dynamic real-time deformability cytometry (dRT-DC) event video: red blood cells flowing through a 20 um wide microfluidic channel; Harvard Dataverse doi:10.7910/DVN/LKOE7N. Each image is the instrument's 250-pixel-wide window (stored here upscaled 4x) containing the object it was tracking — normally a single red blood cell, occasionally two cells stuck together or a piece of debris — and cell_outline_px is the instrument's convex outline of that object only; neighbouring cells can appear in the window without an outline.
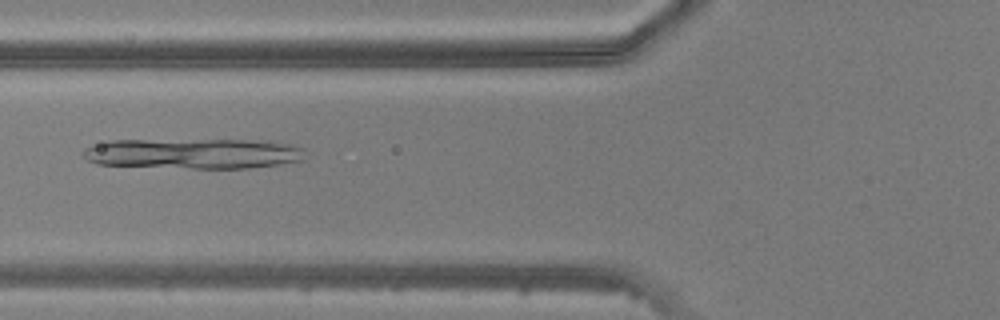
{"species": "common noctule bat (a hibernating species)", "species_latin": "Nyctalus noctula", "temperature_condition": "warm", "stored_images_in_passage": 39, "camera_frame_rate_fps": 3000, "um_per_image_px": 0.085, "animal": {"sex": "male", "body_mass_g": 20.5, "forearm_length_mm": 52.5}, "frame": {"image": 1, "passage_image": 11, "time_ms": 3.333, "image_size_px": [1000, 320], "cell_outline_px": [[304, 160], [280, 164], [248, 168], [192, 168], [96, 164], [88, 160], [80, 152], [84, 148], [108, 140], [268, 140], [288, 144], [304, 148]], "centroid_in_image_um": [16.45, 13.04], "position_along_channel_um": 109.4, "area_um2": 39.42}}
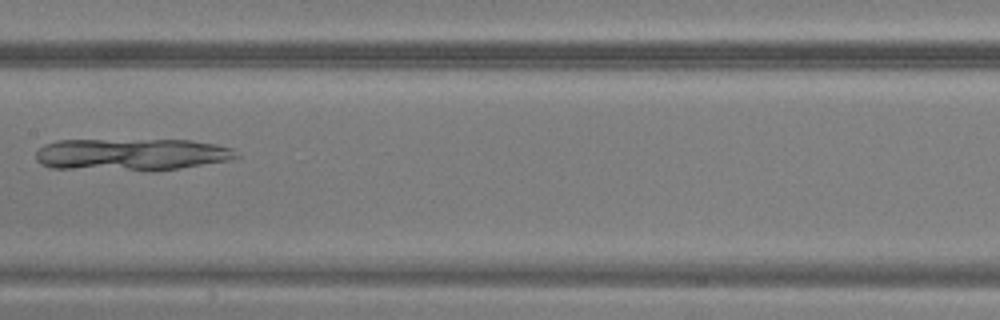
{"frame": {"image": 2, "passage_image": 17, "time_ms": 5.333, "image_size_px": [1000, 320], "cell_outline_px": [[240, 156], [232, 160], [156, 172], [152, 172], [52, 168], [40, 164], [36, 160], [36, 152], [44, 144], [56, 140], [192, 140], [216, 144], [232, 148]], "centroid_in_image_um": [11.19, 13.15], "position_along_channel_um": 196.2, "area_um2": 38.44}}
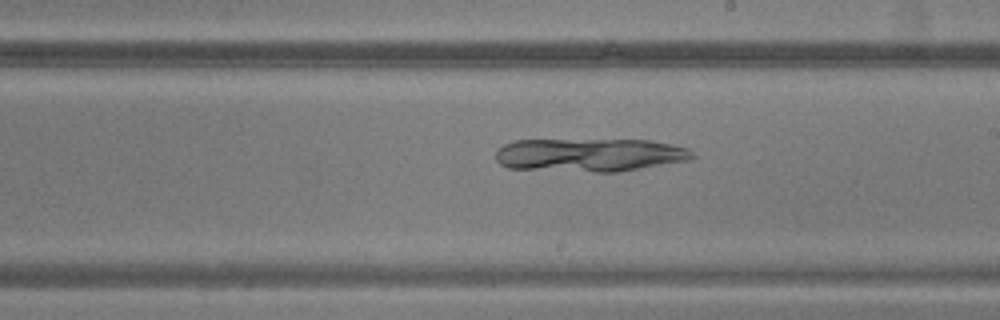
{"frame": {"image": 3, "passage_image": 20, "time_ms": 6.333, "image_size_px": [1000, 320], "cell_outline_px": [[696, 156], [692, 160], [616, 172], [596, 172], [508, 168], [500, 164], [496, 160], [496, 152], [504, 144], [516, 140], [652, 140], [672, 144], [688, 148]], "centroid_in_image_um": [50.16, 13.17], "position_along_channel_um": 238.8, "area_um2": 38.32}}